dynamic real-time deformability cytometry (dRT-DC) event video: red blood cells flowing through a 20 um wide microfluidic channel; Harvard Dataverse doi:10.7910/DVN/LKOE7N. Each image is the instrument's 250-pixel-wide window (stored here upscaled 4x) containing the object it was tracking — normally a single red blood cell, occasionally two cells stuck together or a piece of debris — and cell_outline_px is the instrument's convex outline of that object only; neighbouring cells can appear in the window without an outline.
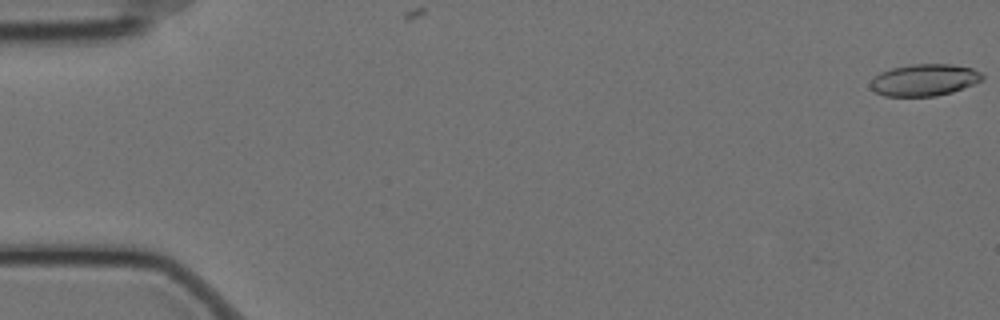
{"species": "Egyptian fruit bat (a non-hibernating species)", "species_latin": "Rousettus aegyptiacus", "temperature_condition": "cold", "stored_images_in_passage": 6, "camera_frame_rate_fps": 3000, "um_per_image_px": 0.085, "animal": {"sex": "female"}, "frame": {"image": 1, "passage_image": 1, "time_ms": 0.0, "image_size_px": [1000, 320], "cell_outline_px": [[984, 76], [980, 80], [972, 84], [952, 92], [936, 96], [884, 96], [876, 92], [868, 84], [880, 72], [892, 68], [912, 64], [952, 64], [972, 68], [980, 72]], "centroid_in_image_um": [78.55, 6.79], "position_along_channel_um": 6.5, "area_um2": 20.58}}